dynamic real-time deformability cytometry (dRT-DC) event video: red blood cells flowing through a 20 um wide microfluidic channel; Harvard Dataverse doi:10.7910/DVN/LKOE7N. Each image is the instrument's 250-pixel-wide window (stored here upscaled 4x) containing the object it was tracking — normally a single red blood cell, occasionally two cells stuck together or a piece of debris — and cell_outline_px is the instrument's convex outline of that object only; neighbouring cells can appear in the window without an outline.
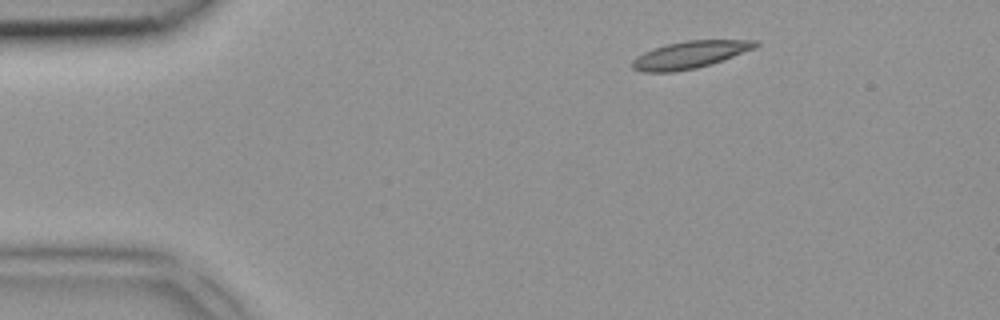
{"species": "common noctule bat (a hibernating species)", "species_latin": "Nyctalus noctula", "temperature_condition": "room temperature", "stored_images_in_passage": 4, "camera_frame_rate_fps": 3000, "um_per_image_px": 0.085, "animal": {"sex": "female", "body_mass_g": 18.4}, "frame": {"image": 1, "passage_image": 1, "time_ms": 0.0, "image_size_px": [1000, 320], "cell_outline_px": [[760, 44], [756, 48], [712, 64], [696, 68], [672, 72], [640, 72], [632, 68], [632, 60], [636, 56], [644, 52], [668, 44], [684, 40], [756, 40]], "centroid_in_image_um": [58.65, 4.66], "position_along_channel_um": 26.3, "area_um2": 19.59}}
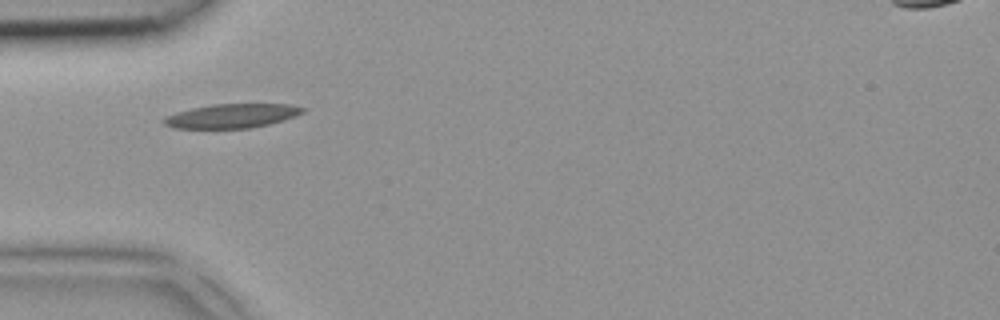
{"frame": {"image": 2, "passage_image": 3, "time_ms": 0.667, "image_size_px": [1000, 320], "cell_outline_px": [[308, 108], [304, 112], [296, 116], [268, 124], [248, 128], [172, 128], [164, 124], [160, 120], [164, 116], [176, 112], [192, 108], [216, 104], [292, 104]], "centroid_in_image_um": [19.7, 9.84], "position_along_channel_um": 65.3, "area_um2": 19.59}}